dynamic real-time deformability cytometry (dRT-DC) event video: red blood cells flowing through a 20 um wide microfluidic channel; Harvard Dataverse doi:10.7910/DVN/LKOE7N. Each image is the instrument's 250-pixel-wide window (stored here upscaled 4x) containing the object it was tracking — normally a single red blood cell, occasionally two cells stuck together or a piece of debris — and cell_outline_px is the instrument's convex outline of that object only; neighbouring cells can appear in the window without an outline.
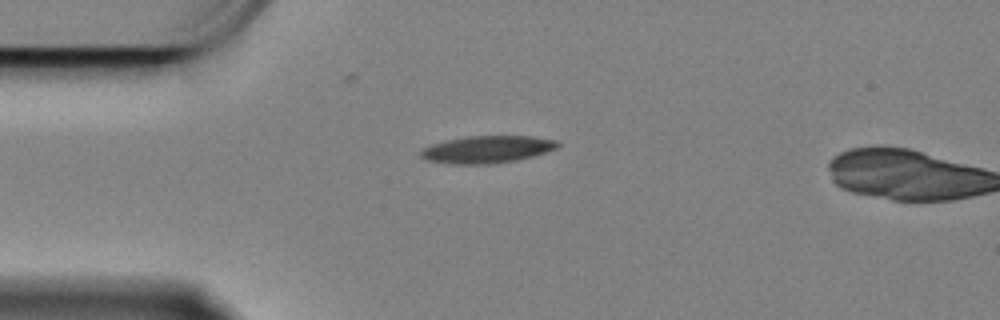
{"species": "Egyptian fruit bat (a non-hibernating species)", "species_latin": "Rousettus aegyptiacus", "temperature_condition": "cold", "stored_images_in_passage": 3, "camera_frame_rate_fps": 3000, "um_per_image_px": 0.085, "animal": {"sex": "female"}, "frame": {"image": 1, "passage_image": 1, "time_ms": 0.0, "image_size_px": [1000, 320], "cell_outline_px": [[560, 144], [556, 148], [532, 156], [516, 160], [488, 164], [452, 164], [424, 160], [416, 152], [432, 144], [448, 140], [468, 136], [532, 136], [560, 140]], "centroid_in_image_um": [41.38, 12.7], "position_along_channel_um": 43.6, "area_um2": 21.79}}